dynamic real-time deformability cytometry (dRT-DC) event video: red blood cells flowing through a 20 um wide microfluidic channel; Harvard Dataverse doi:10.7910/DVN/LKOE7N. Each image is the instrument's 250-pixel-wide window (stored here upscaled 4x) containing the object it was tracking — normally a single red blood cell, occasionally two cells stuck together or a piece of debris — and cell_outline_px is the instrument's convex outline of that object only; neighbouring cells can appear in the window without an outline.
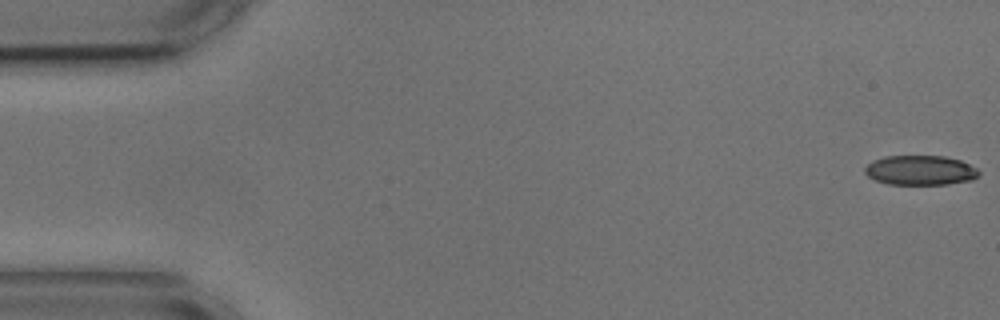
{"species": "common noctule bat (a hibernating species)", "species_latin": "Nyctalus noctula", "temperature_condition": "cold", "stored_images_in_passage": 5, "camera_frame_rate_fps": 3000, "um_per_image_px": 0.085, "animal": {"sex": "male", "body_mass_g": 17.9, "forearm_length_mm": 54.2}, "frame": {"image": 1, "passage_image": 1, "time_ms": 0.0, "image_size_px": [1000, 320], "cell_outline_px": [[980, 176], [972, 180], [948, 184], [888, 184], [876, 180], [868, 176], [864, 172], [864, 168], [872, 160], [884, 156], [944, 156], [960, 160], [976, 168], [980, 172]], "centroid_in_image_um": [78.23, 14.47], "position_along_channel_um": 6.8, "area_um2": 19.77}}
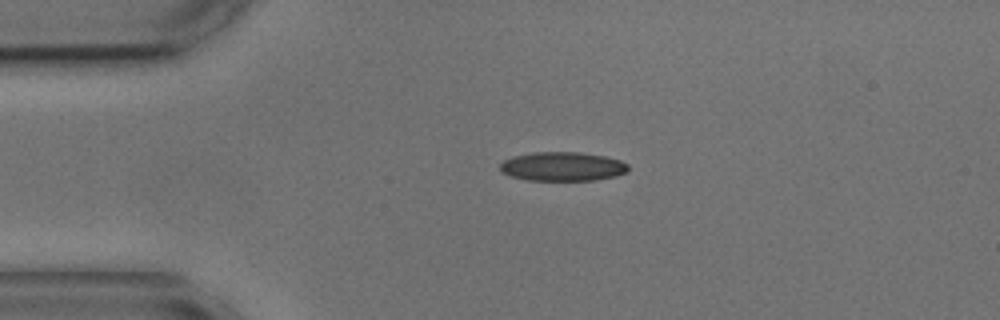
{"frame": {"image": 2, "passage_image": 4, "time_ms": 3.667, "image_size_px": [1000, 320], "cell_outline_px": [[628, 172], [616, 176], [592, 180], [528, 180], [512, 176], [500, 172], [500, 164], [504, 160], [512, 156], [532, 152], [576, 152], [604, 156], [620, 160], [628, 164]], "centroid_in_image_um": [47.8, 14.15], "position_along_channel_um": 37.2, "area_um2": 21.68}}